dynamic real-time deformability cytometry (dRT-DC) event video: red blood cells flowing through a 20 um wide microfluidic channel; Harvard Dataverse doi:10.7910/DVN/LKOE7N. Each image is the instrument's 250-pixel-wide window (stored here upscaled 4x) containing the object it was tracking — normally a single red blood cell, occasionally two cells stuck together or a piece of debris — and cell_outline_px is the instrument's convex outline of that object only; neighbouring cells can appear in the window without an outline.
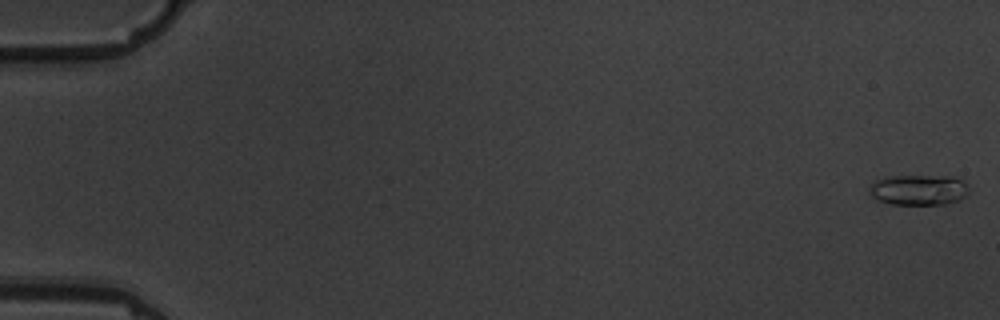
{"species": "common noctule bat (a hibernating species)", "species_latin": "Nyctalus noctula", "temperature_condition": "warm", "stored_images_in_passage": 5, "camera_frame_rate_fps": 3000, "um_per_image_px": 0.085, "animal": {"sex": "male", "body_mass_g": 19.5, "forearm_length_mm": 54.6}, "frame": {"image": 1, "passage_image": 1, "time_ms": 0.0, "image_size_px": [1000, 320], "cell_outline_px": [[968, 192], [960, 200], [944, 204], [892, 204], [876, 200], [868, 192], [872, 180], [892, 176], [952, 176], [960, 180], [968, 188]], "centroid_in_image_um": [78.03, 16.14], "position_along_channel_um": 7.0, "area_um2": 17.69}}